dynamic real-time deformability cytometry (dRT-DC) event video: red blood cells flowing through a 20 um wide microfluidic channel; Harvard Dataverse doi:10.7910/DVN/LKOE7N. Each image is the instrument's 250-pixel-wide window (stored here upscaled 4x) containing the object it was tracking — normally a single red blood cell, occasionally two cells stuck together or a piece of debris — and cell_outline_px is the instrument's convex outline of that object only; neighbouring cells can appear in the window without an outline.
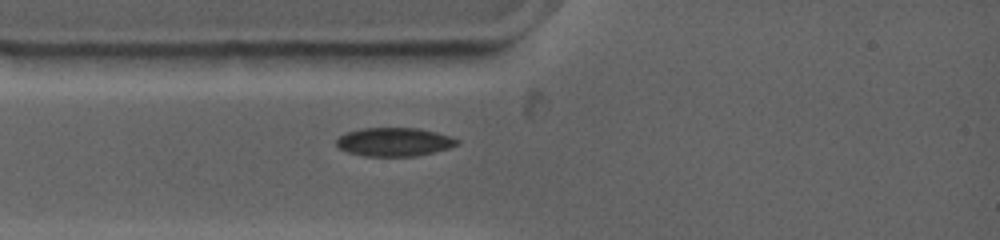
{"species": "common noctule bat (a hibernating species)", "species_latin": "Nyctalus noctula", "temperature_condition": "warm", "stored_images_in_passage": 6, "camera_frame_rate_fps": 4500, "um_per_image_px": 0.085, "animal": {"sex": "female", "body_mass_g": 19.0, "forearm_length_mm": 53.3}, "frame": {"image": 1, "passage_image": 1, "time_ms": 0.0, "image_size_px": [1000, 240], "cell_outline_px": [[460, 144], [448, 148], [416, 156], [364, 156], [348, 152], [340, 148], [336, 144], [336, 140], [344, 132], [364, 128], [420, 128], [452, 136], [460, 140]], "centroid_in_image_um": [33.53, 12.05], "position_along_channel_um": 51.5, "area_um2": 20.17}}
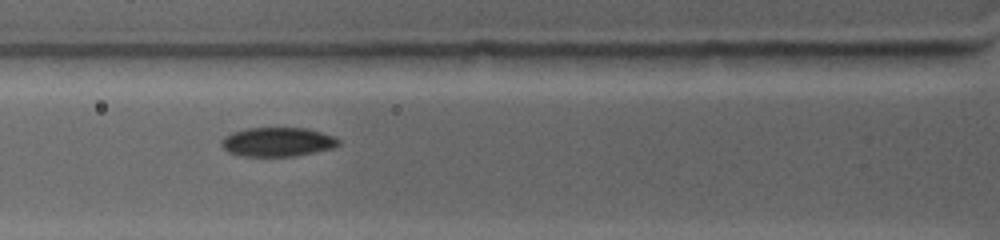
{"frame": {"image": 2, "passage_image": 3, "time_ms": 1.333, "image_size_px": [1000, 240], "cell_outline_px": [[340, 144], [332, 148], [292, 156], [240, 156], [228, 152], [220, 144], [220, 140], [224, 136], [232, 132], [244, 128], [308, 128], [336, 136], [340, 140]], "centroid_in_image_um": [23.57, 12.05], "position_along_channel_um": 102.2, "area_um2": 20.0}}
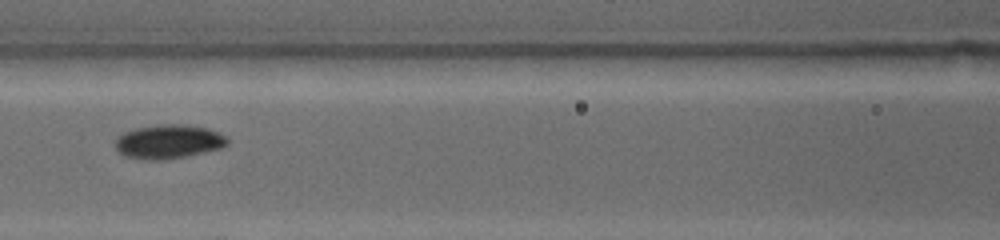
{"frame": {"image": 3, "passage_image": 5, "time_ms": 2.667, "image_size_px": [1000, 240], "cell_outline_px": [[228, 144], [220, 148], [188, 156], [160, 160], [148, 160], [128, 156], [120, 152], [116, 148], [116, 140], [124, 132], [136, 128], [156, 124], [188, 124], [208, 128], [220, 132], [228, 140]], "centroid_in_image_um": [14.37, 12.02], "position_along_channel_um": 152.2, "area_um2": 22.14}}